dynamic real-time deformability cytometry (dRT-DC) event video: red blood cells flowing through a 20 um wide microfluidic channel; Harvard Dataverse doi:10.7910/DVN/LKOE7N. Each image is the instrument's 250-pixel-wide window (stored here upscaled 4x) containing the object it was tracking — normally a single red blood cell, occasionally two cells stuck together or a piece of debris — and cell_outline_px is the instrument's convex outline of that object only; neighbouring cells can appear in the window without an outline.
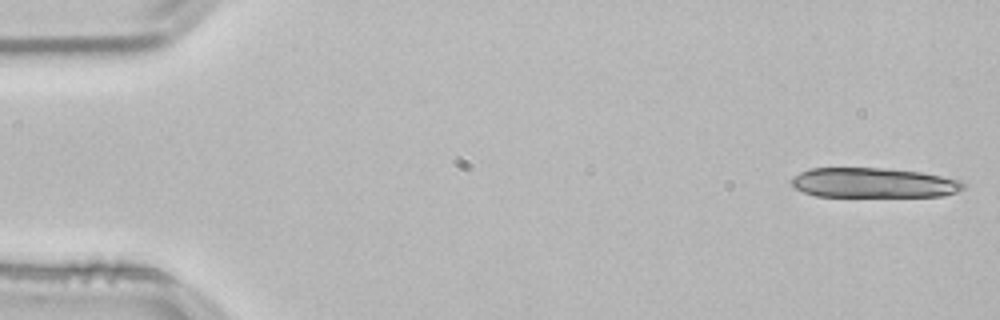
{"species": "common noctule bat (a hibernating species)", "species_latin": "Nyctalus noctula", "temperature_condition": "room temperature", "stored_images_in_passage": 13, "camera_frame_rate_fps": 3000, "um_per_image_px": 0.085, "animal": {"sex": "male", "body_mass_g": 21.5, "forearm_length_mm": 52.0}, "frame": {"image": 1, "passage_image": 1, "time_ms": 0.0, "image_size_px": [1000, 320], "cell_outline_px": [[964, 188], [956, 192], [944, 196], [816, 196], [804, 192], [796, 188], [792, 184], [792, 180], [800, 172], [812, 168], [884, 168], [920, 172], [960, 180], [964, 184]], "centroid_in_image_um": [74.26, 15.54], "position_along_channel_um": 10.7, "area_um2": 29.59}}